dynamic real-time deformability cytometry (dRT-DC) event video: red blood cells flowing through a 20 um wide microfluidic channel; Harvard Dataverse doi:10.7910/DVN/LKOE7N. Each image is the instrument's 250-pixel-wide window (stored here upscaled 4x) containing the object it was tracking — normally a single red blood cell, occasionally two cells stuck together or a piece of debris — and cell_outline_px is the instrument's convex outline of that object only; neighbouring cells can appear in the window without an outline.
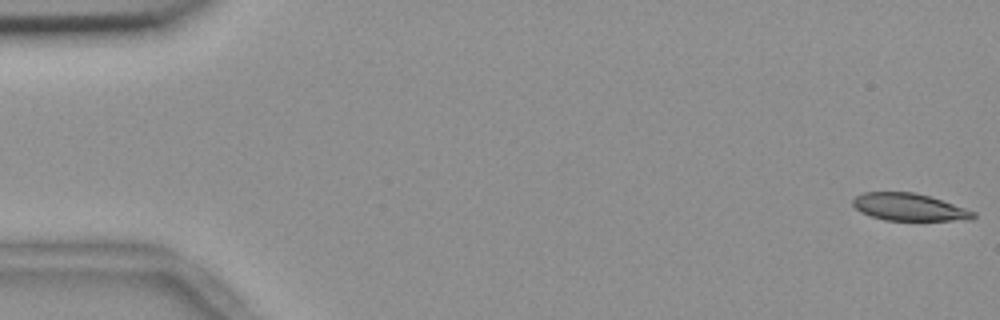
{"species": "common noctule bat (a hibernating species)", "species_latin": "Nyctalus noctula", "temperature_condition": "room temperature", "stored_images_in_passage": 9, "camera_frame_rate_fps": 3000, "um_per_image_px": 0.085, "animal": {"sex": "female", "body_mass_g": 18.4}, "frame": {"image": 1, "passage_image": 1, "time_ms": 0.0, "image_size_px": [1000, 320], "cell_outline_px": [[976, 216], [972, 220], [884, 220], [860, 212], [852, 204], [852, 200], [856, 196], [864, 192], [912, 192], [928, 196], [976, 212]], "centroid_in_image_um": [77.26, 17.61], "position_along_channel_um": 7.7, "area_um2": 18.96}}